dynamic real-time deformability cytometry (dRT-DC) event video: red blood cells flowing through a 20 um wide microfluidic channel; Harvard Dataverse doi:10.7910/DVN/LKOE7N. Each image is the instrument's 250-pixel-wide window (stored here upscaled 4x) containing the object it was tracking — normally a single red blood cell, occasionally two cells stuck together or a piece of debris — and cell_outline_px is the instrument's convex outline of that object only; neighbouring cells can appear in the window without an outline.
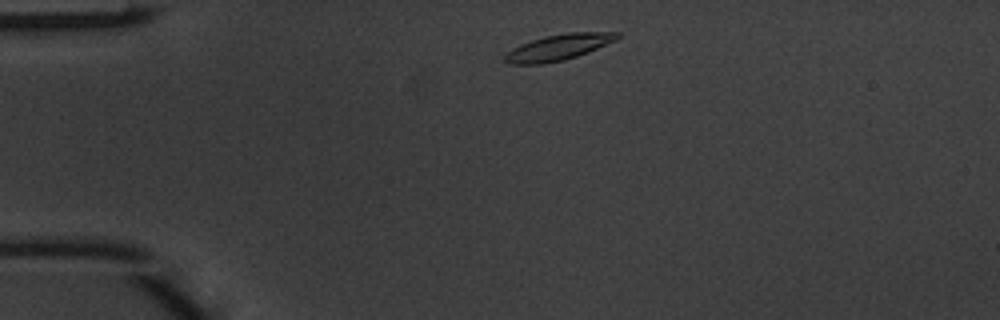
{"species": "common noctule bat (a hibernating species)", "species_latin": "Nyctalus noctula", "temperature_condition": "warm", "stored_images_in_passage": 40, "camera_frame_rate_fps": 3000, "um_per_image_px": 0.085, "animal": {"sex": "male", "body_mass_g": 20.1, "forearm_length_mm": 53.5}, "frame": {"image": 1, "passage_image": 2, "time_ms": 0.333, "image_size_px": [1000, 320], "cell_outline_px": [[620, 36], [616, 40], [588, 52], [564, 60], [540, 64], [508, 64], [504, 60], [504, 56], [512, 48], [520, 44], [544, 36], [568, 32], [620, 32]], "centroid_in_image_um": [47.46, 4.01], "position_along_channel_um": 37.5, "area_um2": 16.94}}
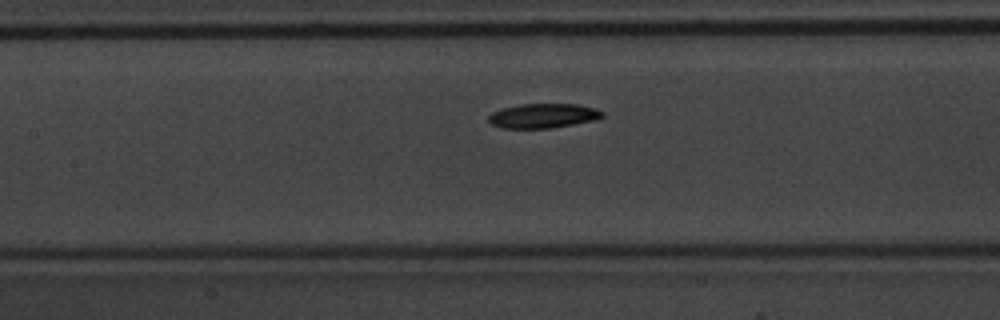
{"frame": {"image": 2, "passage_image": 14, "time_ms": 4.333, "image_size_px": [1000, 320], "cell_outline_px": [[604, 116], [600, 120], [548, 128], [504, 128], [492, 124], [488, 120], [488, 116], [492, 112], [504, 108], [520, 104], [580, 104], [604, 112]], "centroid_in_image_um": [46.21, 9.84], "position_along_channel_um": 161.2, "area_um2": 16.24}}
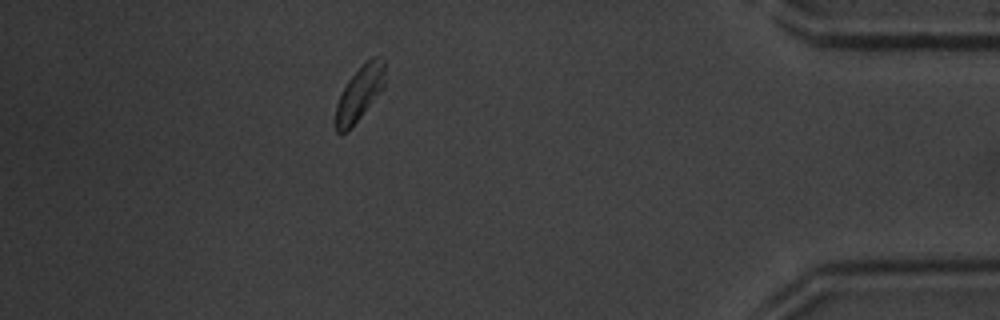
{"frame": {"image": 3, "passage_image": 35, "time_ms": 11.333, "image_size_px": [1000, 320], "cell_outline_px": [[384, 84], [360, 116], [344, 132], [336, 132], [336, 104], [348, 80], [364, 60], [372, 56], [376, 56], [384, 60]], "centroid_in_image_um": [30.55, 7.83], "position_along_channel_um": 404.6, "area_um2": 14.91}, "authors_computed_cell_mechanics": {"area_um2": 16.2129, "velocity_mm_per_s": 4.0789, "shape_relaxation_time_tau1_ms": 1.607, "shape_relaxation_time_tau2_ms": null, "deformation_change_tau1": 0.1213, "deformation_change_tau2": null}}